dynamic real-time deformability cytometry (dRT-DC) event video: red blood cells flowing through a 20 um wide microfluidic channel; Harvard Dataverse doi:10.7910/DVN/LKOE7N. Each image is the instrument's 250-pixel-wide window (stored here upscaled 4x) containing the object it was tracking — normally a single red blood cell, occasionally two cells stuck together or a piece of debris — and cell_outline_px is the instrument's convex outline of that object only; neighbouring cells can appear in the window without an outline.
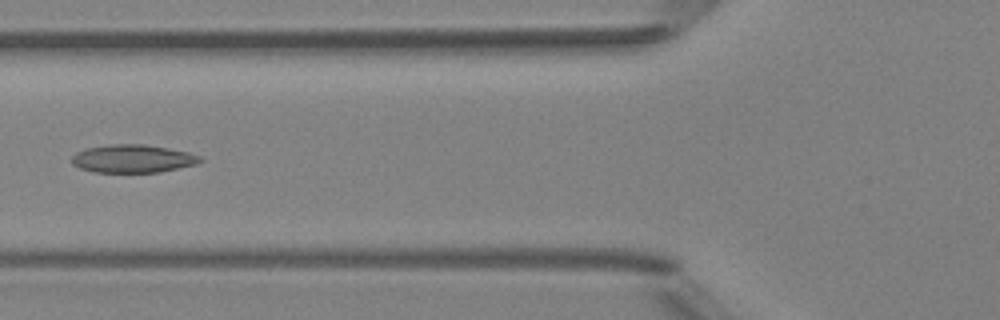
{"species": "Egyptian fruit bat (a non-hibernating species)", "species_latin": "Rousettus aegyptiacus", "temperature_condition": "room temperature", "stored_images_in_passage": 6, "camera_frame_rate_fps": 3000, "um_per_image_px": 0.085, "animal": {"sex": "female"}, "frame": {"image": 1, "passage_image": 5, "time_ms": 4.667, "image_size_px": [1000, 320], "cell_outline_px": [[204, 160], [196, 164], [160, 172], [92, 172], [80, 168], [72, 164], [72, 156], [76, 152], [84, 148], [112, 144], [144, 144], [168, 148], [188, 152], [200, 156]], "centroid_in_image_um": [11.27, 13.48], "position_along_channel_um": 114.5, "area_um2": 21.04}}
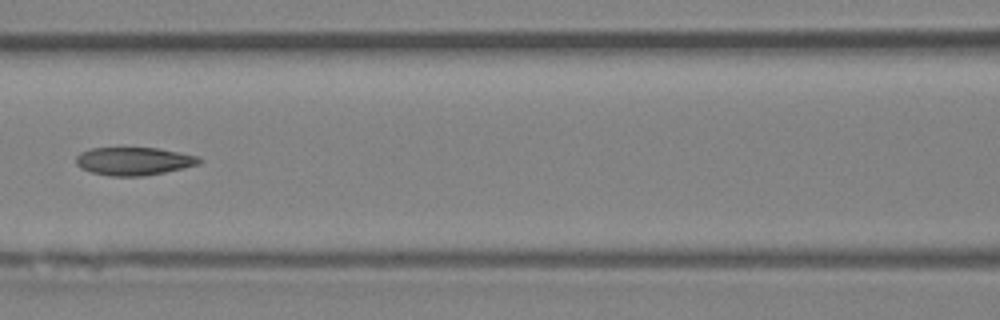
{"frame": {"image": 2, "passage_image": 6, "time_ms": 5.667, "image_size_px": [1000, 320], "cell_outline_px": [[204, 160], [200, 164], [164, 172], [144, 176], [112, 176], [92, 172], [80, 168], [76, 164], [76, 156], [80, 152], [92, 148], [156, 148], [180, 152], [196, 156]], "centroid_in_image_um": [11.37, 13.7], "position_along_channel_um": 155.2, "area_um2": 20.06}}